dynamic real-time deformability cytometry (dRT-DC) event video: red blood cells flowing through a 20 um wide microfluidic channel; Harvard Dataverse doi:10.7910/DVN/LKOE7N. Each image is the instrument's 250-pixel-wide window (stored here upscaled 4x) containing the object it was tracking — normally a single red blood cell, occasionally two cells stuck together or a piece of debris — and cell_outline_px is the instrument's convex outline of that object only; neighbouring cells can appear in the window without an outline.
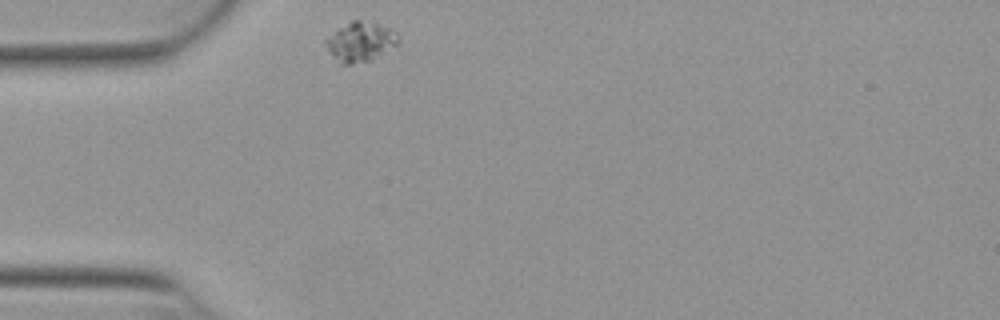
{"species": "Egyptian fruit bat (a non-hibernating species)", "species_latin": "Rousettus aegyptiacus", "temperature_condition": "warm", "stored_images_in_passage": 44, "camera_frame_rate_fps": 3000, "um_per_image_px": 0.085, "animal": {"sex": "female"}, "frame": {"image": 1, "passage_image": 1, "time_ms": 0.0, "image_size_px": [1000, 320], "cell_outline_px": [[400, 40], [396, 44], [380, 56], [368, 60], [352, 64], [340, 64], [328, 52], [324, 40], [340, 28], [352, 20], [360, 20], [376, 24], [388, 28], [396, 32], [400, 36]], "centroid_in_image_um": [30.63, 3.57], "position_along_channel_um": 54.4, "area_um2": 16.42}}
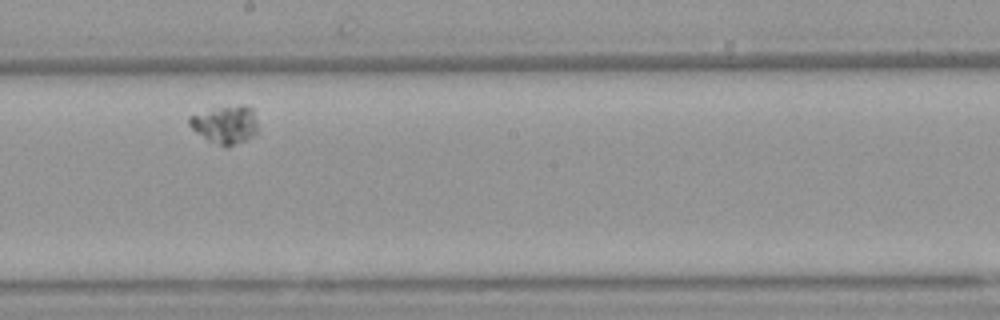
{"frame": {"image": 2, "passage_image": 18, "time_ms": 5.667, "image_size_px": [1000, 320], "cell_outline_px": [[256, 132], [252, 136], [228, 148], [224, 148], [208, 140], [196, 132], [188, 124], [188, 116], [220, 108], [240, 104], [244, 104], [252, 108], [256, 120]], "centroid_in_image_um": [19.15, 10.61], "position_along_channel_um": 229.1, "area_um2": 14.97}}
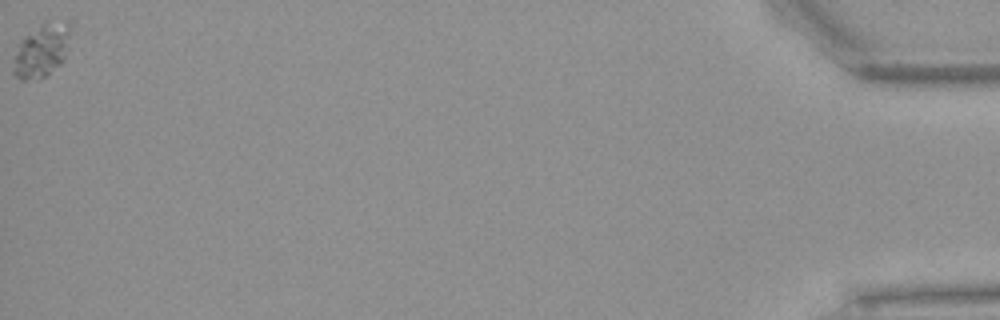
{"frame": {"image": 3, "passage_image": 44, "time_ms": 14.333, "image_size_px": [1000, 320], "cell_outline_px": [[72, 28], [68, 48], [60, 64], [48, 76], [24, 80], [20, 80], [12, 76], [12, 68], [20, 40], [24, 36], [40, 24], [68, 24]], "centroid_in_image_um": [3.51, 4.35], "position_along_channel_um": 431.7, "area_um2": 17.46}}